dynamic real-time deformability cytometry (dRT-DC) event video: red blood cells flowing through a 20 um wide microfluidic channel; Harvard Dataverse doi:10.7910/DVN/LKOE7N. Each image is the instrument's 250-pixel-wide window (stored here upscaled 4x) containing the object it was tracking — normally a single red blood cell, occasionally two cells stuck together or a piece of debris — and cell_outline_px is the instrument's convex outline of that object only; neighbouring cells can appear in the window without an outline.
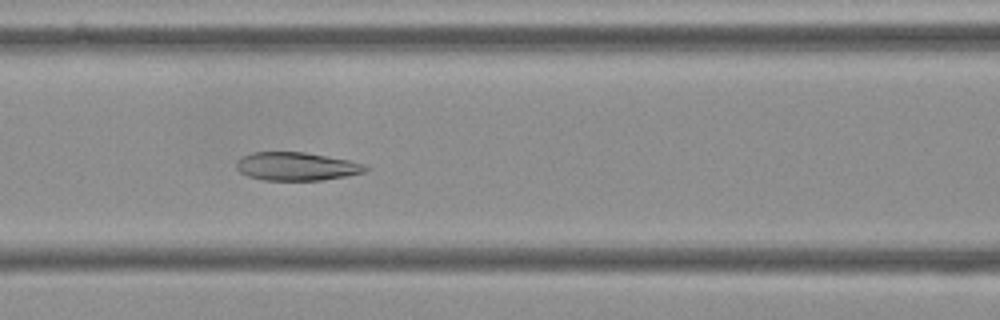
{"species": "Egyptian fruit bat (a non-hibernating species)", "species_latin": "Rousettus aegyptiacus", "temperature_condition": "cold", "stored_images_in_passage": 50, "camera_frame_rate_fps": 3000, "um_per_image_px": 0.085, "frame": {"image": 1, "passage_image": 23, "time_ms": 7.333, "image_size_px": [1000, 320], "cell_outline_px": [[368, 168], [364, 172], [348, 176], [324, 180], [264, 180], [248, 176], [240, 172], [236, 168], [236, 160], [240, 156], [252, 152], [304, 152], [348, 160], [368, 164]], "centroid_in_image_um": [25.19, 14.14], "position_along_channel_um": 141.4, "area_um2": 21.44}}
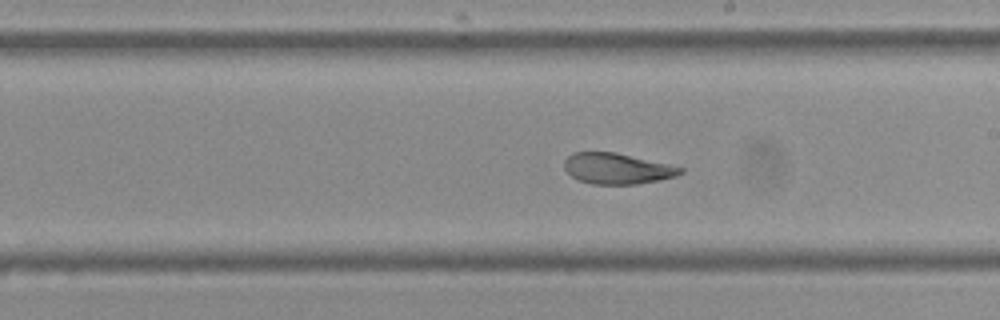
{"frame": {"image": 2, "passage_image": 31, "time_ms": 10.0, "image_size_px": [1000, 320], "cell_outline_px": [[684, 172], [676, 176], [660, 180], [636, 184], [592, 184], [580, 180], [572, 176], [564, 168], [564, 160], [572, 152], [616, 152], [668, 164], [684, 168]], "centroid_in_image_um": [52.46, 14.32], "position_along_channel_um": 236.5, "area_um2": 20.81}}
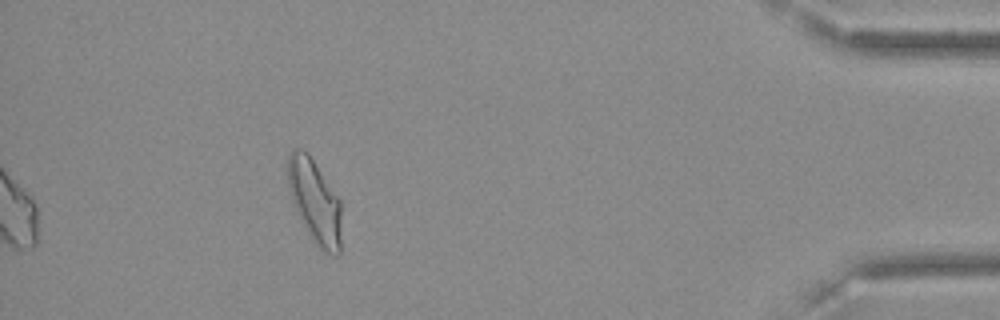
{"frame": {"image": 3, "passage_image": 50, "time_ms": 16.333, "image_size_px": [1000, 320], "cell_outline_px": [[340, 256], [336, 256], [324, 252], [316, 244], [300, 220], [296, 212], [292, 200], [288, 184], [288, 152], [292, 148], [300, 148], [308, 152], [340, 200]], "centroid_in_image_um": [26.74, 17.1], "position_along_channel_um": 408.5, "area_um2": 26.07}, "authors_computed_cell_mechanics": {"area_um2": 25.0563, "velocity_mm_per_s": 3.5757, "shape_relaxation_time_tau1_ms": null, "shape_relaxation_time_tau2_ms": 2.3477, "deformation_change_tau1": null, "deformation_change_tau2": 0.0699}}